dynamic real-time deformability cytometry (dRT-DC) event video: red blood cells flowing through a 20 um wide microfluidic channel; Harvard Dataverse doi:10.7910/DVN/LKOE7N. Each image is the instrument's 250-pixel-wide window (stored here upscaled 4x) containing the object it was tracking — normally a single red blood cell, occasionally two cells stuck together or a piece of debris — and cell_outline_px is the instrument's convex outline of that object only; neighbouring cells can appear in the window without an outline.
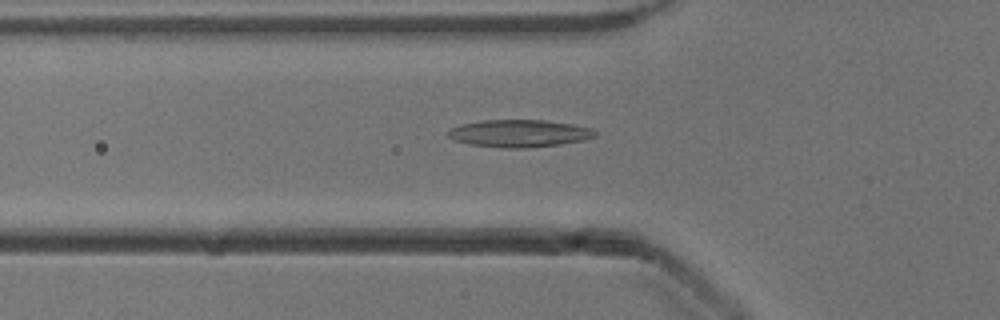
{"species": "common noctule bat (a hibernating species)", "species_latin": "Nyctalus noctula", "temperature_condition": "cold", "stored_images_in_passage": 52, "camera_frame_rate_fps": 3000, "um_per_image_px": 0.085, "animal": {"sex": "male", "body_mass_g": 13.3}, "frame": {"image": 1, "passage_image": 18, "time_ms": 5.667, "image_size_px": [1000, 320], "cell_outline_px": [[596, 136], [584, 140], [560, 144], [524, 148], [500, 148], [468, 144], [456, 140], [448, 136], [448, 128], [460, 124], [484, 120], [544, 120], [572, 124], [592, 128], [596, 132]], "centroid_in_image_um": [44.12, 11.34], "position_along_channel_um": 81.7, "area_um2": 23.52}}
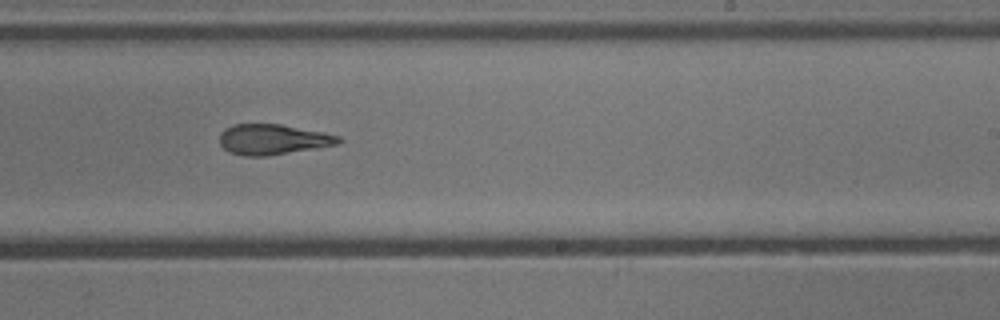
{"frame": {"image": 2, "passage_image": 32, "time_ms": 10.333, "image_size_px": [1000, 320], "cell_outline_px": [[344, 140], [336, 144], [316, 148], [268, 156], [244, 156], [228, 152], [220, 144], [220, 132], [224, 128], [232, 124], [280, 124], [340, 136]], "centroid_in_image_um": [23.14, 11.85], "position_along_channel_um": 265.9, "area_um2": 21.04}}
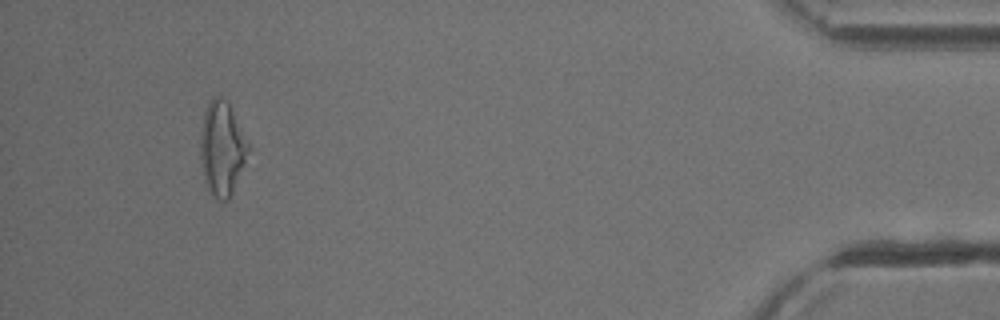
{"frame": {"image": 3, "passage_image": 49, "time_ms": 16.0, "image_size_px": [1000, 320], "cell_outline_px": [[248, 152], [232, 192], [228, 200], [216, 200], [208, 188], [204, 180], [200, 164], [200, 132], [204, 108], [208, 100], [212, 96], [220, 96], [228, 104], [248, 144]], "centroid_in_image_um": [18.8, 12.61], "position_along_channel_um": 416.4, "area_um2": 25.84}, "authors_computed_cell_mechanics": {"area_um2": 22.4553, "velocity_mm_per_s": 3.9315, "shape_relaxation_time_tau1_ms": null, "shape_relaxation_time_tau2_ms": 3.9182, "deformation_change_tau1": null, "deformation_change_tau2": 0.1446}}